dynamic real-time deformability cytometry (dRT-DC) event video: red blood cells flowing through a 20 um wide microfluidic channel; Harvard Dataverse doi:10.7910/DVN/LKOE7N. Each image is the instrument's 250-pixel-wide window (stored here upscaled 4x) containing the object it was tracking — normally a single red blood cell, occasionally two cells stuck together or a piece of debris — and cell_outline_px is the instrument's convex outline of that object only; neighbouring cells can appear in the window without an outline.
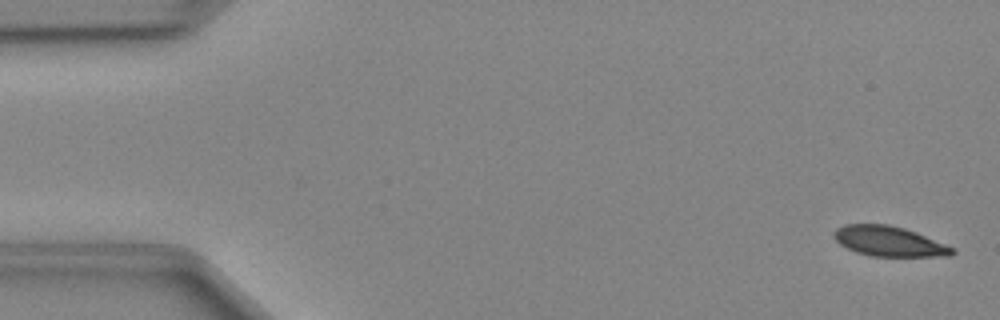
{"species": "Egyptian fruit bat (a non-hibernating species)", "species_latin": "Rousettus aegyptiacus", "temperature_condition": "cold", "stored_images_in_passage": 13, "camera_frame_rate_fps": 3000, "um_per_image_px": 0.085, "animal": {"sex": "female"}, "frame": {"image": 1, "passage_image": 2, "time_ms": 0.333, "image_size_px": [1000, 320], "cell_outline_px": [[956, 252], [952, 256], [872, 256], [856, 252], [840, 244], [832, 236], [832, 232], [836, 228], [844, 224], [888, 224], [904, 228], [916, 232], [956, 248]], "centroid_in_image_um": [75.58, 20.5], "position_along_channel_um": 9.4, "area_um2": 20.87}}